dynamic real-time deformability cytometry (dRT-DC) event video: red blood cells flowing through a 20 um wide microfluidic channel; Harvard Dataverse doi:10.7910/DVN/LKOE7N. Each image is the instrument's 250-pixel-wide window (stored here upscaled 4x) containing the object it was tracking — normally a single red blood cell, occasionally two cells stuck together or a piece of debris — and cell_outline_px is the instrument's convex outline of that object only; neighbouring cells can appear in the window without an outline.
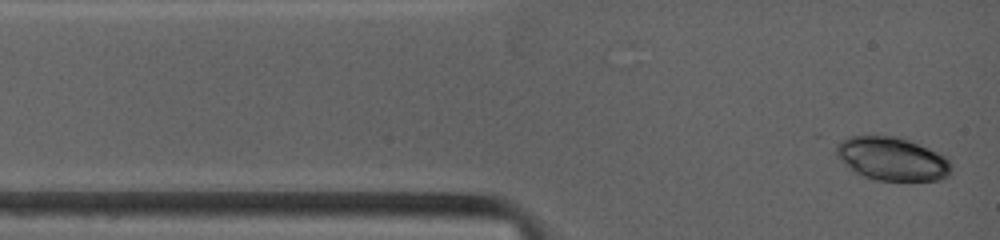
{"species": "common noctule bat (a hibernating species)", "species_latin": "Nyctalus noctula", "temperature_condition": "warm", "stored_images_in_passage": 8, "camera_frame_rate_fps": 4500, "um_per_image_px": 0.085, "animal": {"sex": "female", "body_mass_g": 19.0, "forearm_length_mm": 53.3}, "frame": {"image": 1, "passage_image": 1, "time_ms": 0.0, "image_size_px": [1000, 240], "cell_outline_px": [[952, 172], [948, 176], [940, 180], [876, 180], [852, 172], [836, 156], [836, 144], [848, 136], [892, 136], [908, 140], [948, 156], [952, 164]], "centroid_in_image_um": [75.84, 13.51], "position_along_channel_um": 9.2, "area_um2": 29.3}}
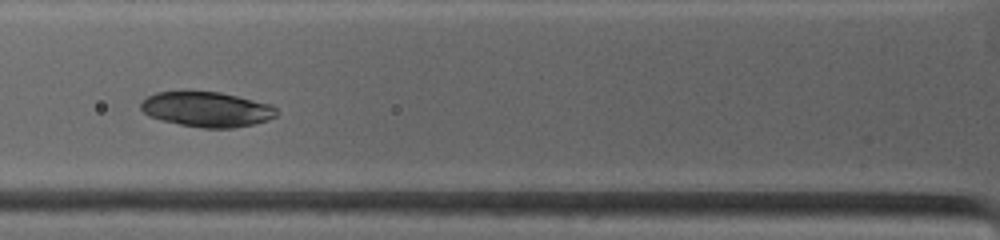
{"frame": {"image": 2, "passage_image": 5, "time_ms": 3.556, "image_size_px": [1000, 240], "cell_outline_px": [[280, 112], [276, 116], [268, 120], [252, 124], [232, 128], [204, 128], [180, 124], [160, 120], [148, 116], [140, 108], [140, 104], [148, 96], [156, 92], [184, 88], [220, 92], [272, 104]], "centroid_in_image_um": [17.55, 9.25], "position_along_channel_um": 108.3, "area_um2": 28.61}}
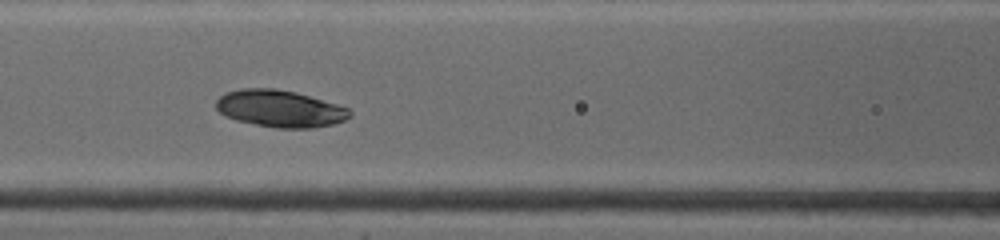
{"frame": {"image": 3, "passage_image": 6, "time_ms": 4.444, "image_size_px": [1000, 240], "cell_outline_px": [[352, 116], [344, 120], [332, 124], [312, 128], [276, 128], [236, 120], [224, 116], [216, 108], [216, 100], [224, 92], [240, 88], [276, 88], [296, 92], [336, 104], [348, 108], [352, 112]], "centroid_in_image_um": [23.77, 9.22], "position_along_channel_um": 142.8, "area_um2": 28.9}}